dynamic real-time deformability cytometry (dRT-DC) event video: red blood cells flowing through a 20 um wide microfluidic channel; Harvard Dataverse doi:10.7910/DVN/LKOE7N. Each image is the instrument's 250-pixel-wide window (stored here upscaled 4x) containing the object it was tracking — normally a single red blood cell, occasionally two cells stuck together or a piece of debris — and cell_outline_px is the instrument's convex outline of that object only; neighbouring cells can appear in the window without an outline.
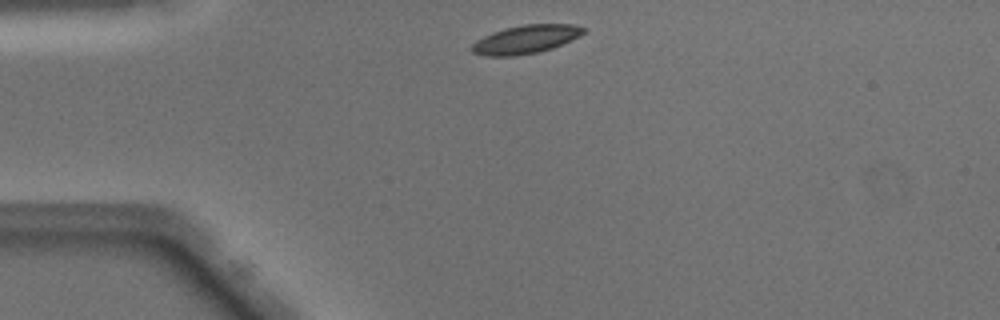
{"species": "Egyptian fruit bat (a non-hibernating species)", "species_latin": "Rousettus aegyptiacus", "temperature_condition": "warm", "stored_images_in_passage": 39, "camera_frame_rate_fps": 3000, "um_per_image_px": 0.085, "animal": {"sex": "male"}, "frame": {"image": 1, "passage_image": 1, "time_ms": 0.0, "image_size_px": [1000, 320], "cell_outline_px": [[584, 32], [580, 36], [572, 40], [552, 48], [536, 52], [516, 56], [488, 56], [472, 52], [468, 48], [476, 40], [492, 32], [524, 24], [572, 24], [584, 28]], "centroid_in_image_um": [44.66, 3.35], "position_along_channel_um": 40.3, "area_um2": 18.38}}
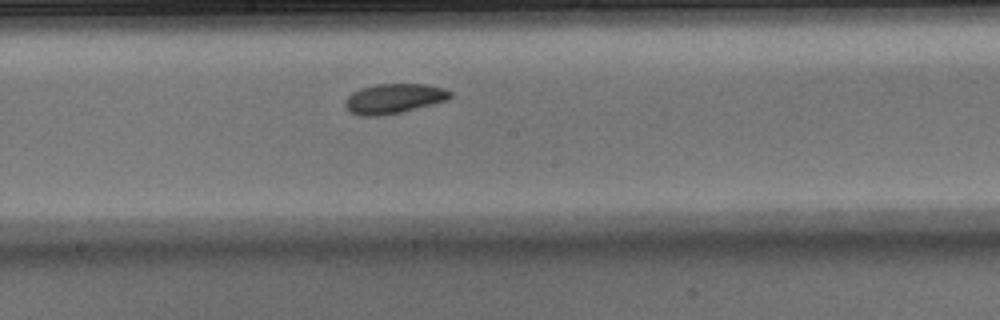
{"frame": {"image": 2, "passage_image": 16, "time_ms": 5.0, "image_size_px": [1000, 320], "cell_outline_px": [[452, 96], [448, 100], [400, 112], [376, 116], [360, 116], [352, 112], [344, 104], [344, 100], [352, 92], [360, 88], [376, 84], [428, 84], [444, 88], [452, 92]], "centroid_in_image_um": [33.49, 8.36], "position_along_channel_um": 214.7, "area_um2": 18.21}}
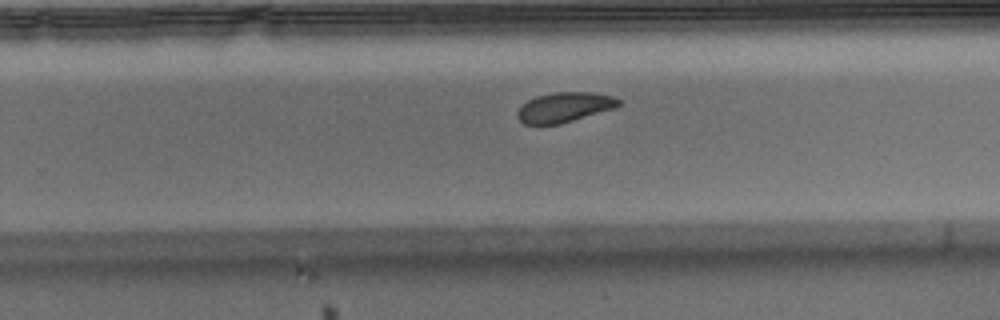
{"frame": {"image": 3, "passage_image": 21, "time_ms": 6.667, "image_size_px": [1000, 320], "cell_outline_px": [[620, 104], [616, 108], [560, 124], [524, 124], [516, 116], [516, 112], [528, 100], [536, 96], [556, 92], [592, 92], [612, 96], [620, 100]], "centroid_in_image_um": [47.99, 9.12], "position_along_channel_um": 281.8, "area_um2": 17.57}, "authors_computed_cell_mechanics": {"area_um2": 18.496, "velocity_mm_per_s": 4.048, "shape_relaxation_time_tau1_ms": 2.6564, "shape_relaxation_time_tau2_ms": null, "deformation_change_tau1": 0.1038, "deformation_change_tau2": null}}